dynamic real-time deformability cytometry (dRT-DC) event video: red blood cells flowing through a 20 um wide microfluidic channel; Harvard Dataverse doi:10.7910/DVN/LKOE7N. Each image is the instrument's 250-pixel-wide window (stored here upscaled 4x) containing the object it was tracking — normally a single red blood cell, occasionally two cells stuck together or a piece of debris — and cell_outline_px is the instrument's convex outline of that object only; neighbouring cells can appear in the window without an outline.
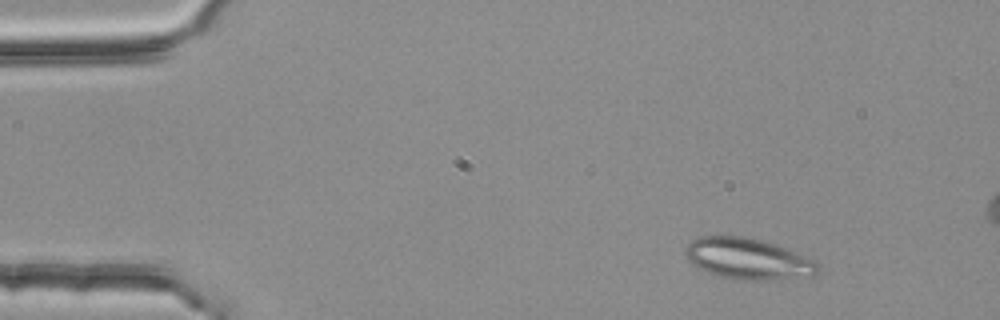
{"species": "common noctule bat (a hibernating species)", "species_latin": "Nyctalus noctula", "temperature_condition": "room temperature", "stored_images_in_passage": 50, "segment_of_instrument_passage": [1, 2], "camera_frame_rate_fps": 3000, "um_per_image_px": 0.085, "animal": {"sex": "female", "body_mass_g": 25.1}, "frame": {"image": 1, "passage_image": 5, "time_ms": 1.333, "image_size_px": [1000, 320], "cell_outline_px": [[820, 268], [812, 276], [768, 280], [740, 280], [720, 276], [708, 272], [692, 264], [688, 260], [684, 252], [684, 248], [692, 240], [700, 236], [740, 236], [760, 240], [796, 252], [820, 264]], "centroid_in_image_um": [63.55, 22.0], "position_along_channel_um": 21.5, "area_um2": 31.44}}